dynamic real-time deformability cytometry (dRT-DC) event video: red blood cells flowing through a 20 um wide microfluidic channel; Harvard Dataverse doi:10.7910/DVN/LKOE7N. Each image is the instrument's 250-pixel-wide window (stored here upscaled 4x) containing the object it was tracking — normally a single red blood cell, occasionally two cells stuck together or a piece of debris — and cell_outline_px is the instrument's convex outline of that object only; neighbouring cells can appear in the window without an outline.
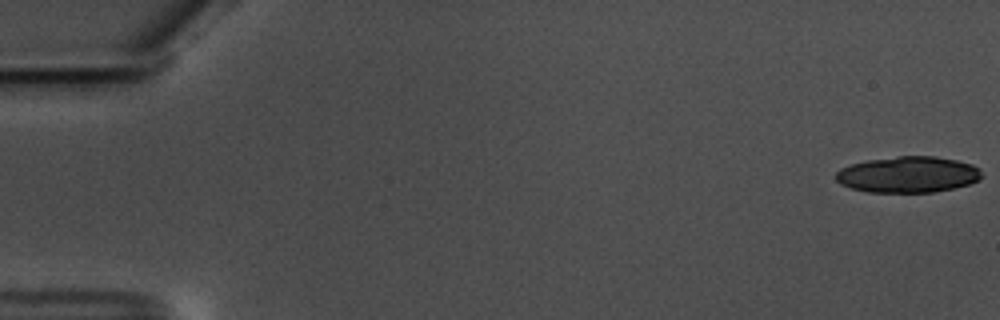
{"species": "common noctule bat (a hibernating species)", "species_latin": "Nyctalus noctula", "temperature_condition": "warm", "stored_images_in_passage": 15, "camera_frame_rate_fps": 3000, "um_per_image_px": 0.085, "animal": {"sex": "male", "body_mass_g": 17.5, "forearm_length_mm": 52.3}, "frame": {"image": 1, "passage_image": 1, "time_ms": 0.0, "image_size_px": [1000, 320], "cell_outline_px": [[984, 176], [980, 180], [968, 184], [952, 188], [932, 192], [868, 192], [852, 188], [840, 184], [836, 180], [836, 172], [840, 168], [852, 164], [868, 160], [900, 156], [936, 156], [956, 160], [972, 164], [980, 168]], "centroid_in_image_um": [77.21, 14.83], "position_along_channel_um": 7.8, "area_um2": 30.75}}